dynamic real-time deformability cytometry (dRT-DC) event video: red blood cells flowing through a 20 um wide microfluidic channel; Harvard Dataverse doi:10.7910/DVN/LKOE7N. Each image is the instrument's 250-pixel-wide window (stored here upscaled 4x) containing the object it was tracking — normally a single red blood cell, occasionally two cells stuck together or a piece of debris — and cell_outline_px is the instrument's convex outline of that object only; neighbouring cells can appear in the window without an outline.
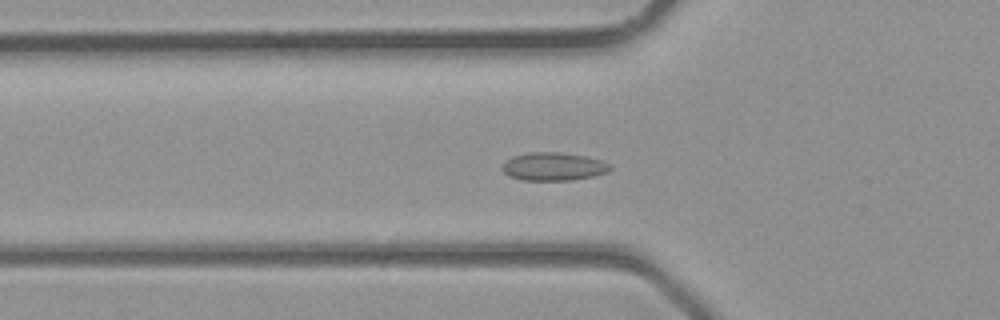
{"species": "common noctule bat (a hibernating species)", "species_latin": "Nyctalus noctula", "temperature_condition": "room temperature", "stored_images_in_passage": 40, "camera_frame_rate_fps": 3000, "um_per_image_px": 0.085, "animal": {"sex": "male", "body_mass_g": 23.1, "forearm_length_mm": 52.7}, "frame": {"image": 1, "passage_image": 14, "time_ms": 4.333, "image_size_px": [1000, 320], "cell_outline_px": [[612, 168], [608, 172], [592, 176], [572, 180], [520, 180], [508, 176], [504, 172], [504, 164], [512, 156], [528, 152], [560, 152], [588, 156], [612, 164]], "centroid_in_image_um": [47.08, 14.15], "position_along_channel_um": 78.7, "area_um2": 17.74}}
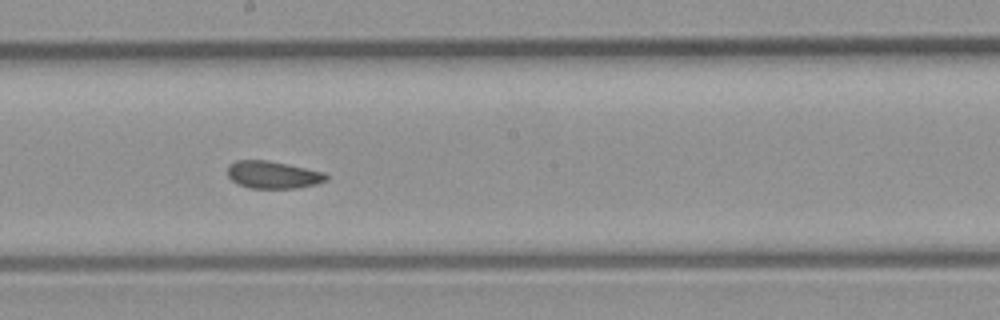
{"frame": {"image": 2, "passage_image": 22, "time_ms": 7.0, "image_size_px": [1000, 320], "cell_outline_px": [[328, 180], [316, 184], [296, 188], [248, 188], [232, 180], [228, 176], [228, 164], [236, 160], [268, 160], [288, 164], [324, 172], [328, 176]], "centroid_in_image_um": [23.2, 14.85], "position_along_channel_um": 225.0, "area_um2": 15.78}}
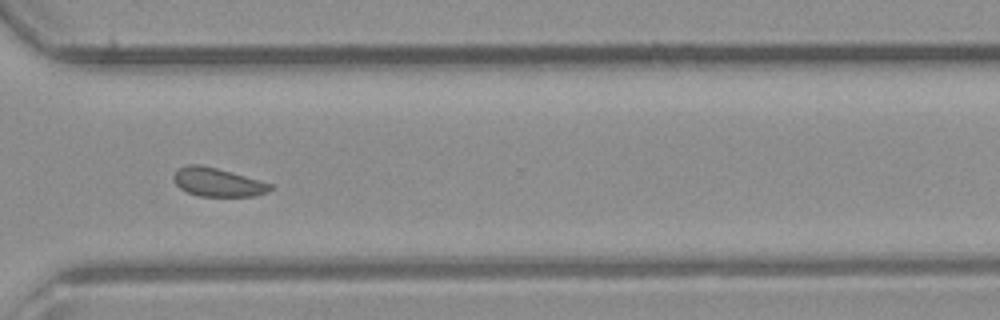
{"frame": {"image": 3, "passage_image": 29, "time_ms": 9.333, "image_size_px": [1000, 320], "cell_outline_px": [[272, 188], [268, 192], [252, 196], [200, 196], [188, 192], [180, 188], [176, 184], [172, 176], [176, 168], [188, 164], [200, 164], [216, 168], [272, 184]], "centroid_in_image_um": [18.44, 15.48], "position_along_channel_um": 352.2, "area_um2": 15.95}}